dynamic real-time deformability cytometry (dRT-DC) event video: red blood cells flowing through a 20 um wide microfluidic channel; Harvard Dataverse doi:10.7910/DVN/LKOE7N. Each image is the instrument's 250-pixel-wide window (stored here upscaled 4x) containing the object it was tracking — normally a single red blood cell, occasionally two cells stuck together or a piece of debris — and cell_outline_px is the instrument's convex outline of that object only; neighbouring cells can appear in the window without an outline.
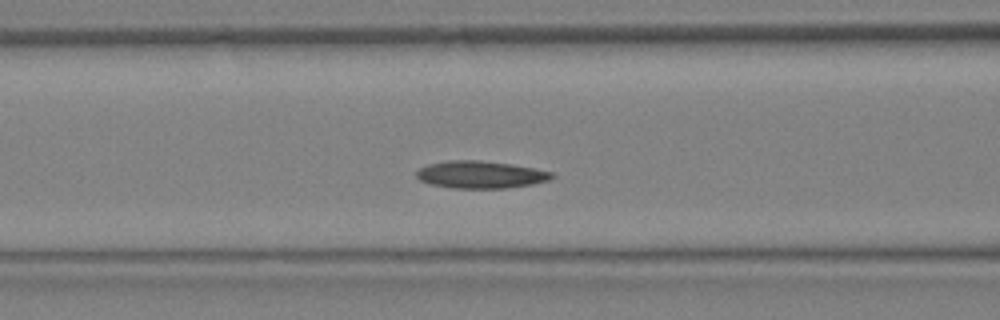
{"species": "Egyptian fruit bat (a non-hibernating species)", "species_latin": "Rousettus aegyptiacus", "temperature_condition": "warm", "stored_images_in_passage": 19, "camera_frame_rate_fps": 3000, "um_per_image_px": 0.085, "animal": {"sex": "female"}, "frame": {"image": 1, "passage_image": 9, "time_ms": 2.667, "image_size_px": [1000, 320], "cell_outline_px": [[556, 176], [548, 180], [532, 184], [508, 188], [452, 188], [432, 184], [420, 180], [416, 176], [416, 172], [420, 168], [428, 164], [448, 160], [480, 160], [512, 164], [556, 172]], "centroid_in_image_um": [40.89, 14.83], "position_along_channel_um": 125.7, "area_um2": 21.68}}
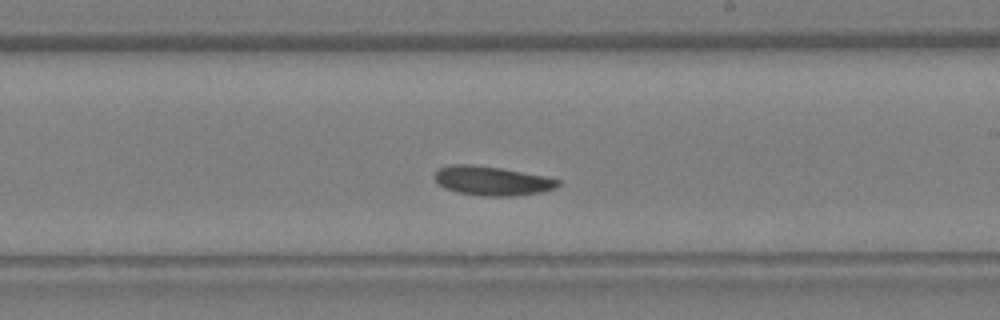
{"frame": {"image": 2, "passage_image": 14, "time_ms": 4.333, "image_size_px": [1000, 320], "cell_outline_px": [[560, 184], [556, 188], [544, 192], [516, 196], [480, 196], [456, 192], [444, 188], [436, 180], [436, 172], [440, 168], [452, 164], [468, 164], [500, 168], [544, 176], [560, 180]], "centroid_in_image_um": [41.86, 15.39], "position_along_channel_um": 247.1, "area_um2": 20.92}}
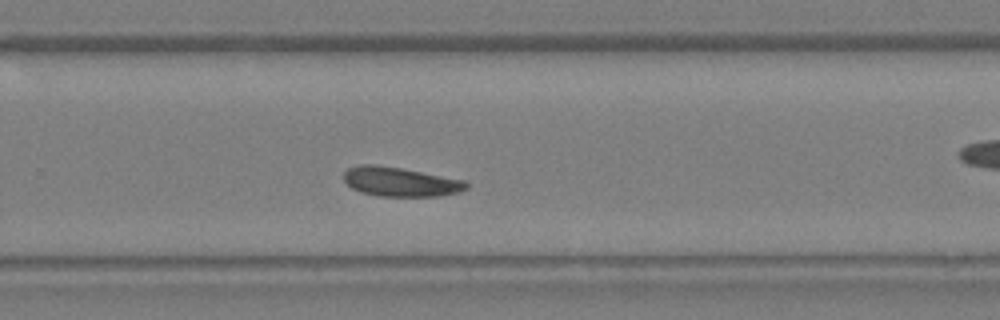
{"frame": {"image": 3, "passage_image": 16, "time_ms": 5.0, "image_size_px": [1000, 320], "cell_outline_px": [[468, 188], [460, 192], [440, 196], [376, 196], [360, 192], [352, 188], [344, 180], [344, 172], [348, 168], [360, 164], [376, 164], [400, 168], [468, 180]], "centroid_in_image_um": [34.06, 15.45], "position_along_channel_um": 295.7, "area_um2": 21.15}}